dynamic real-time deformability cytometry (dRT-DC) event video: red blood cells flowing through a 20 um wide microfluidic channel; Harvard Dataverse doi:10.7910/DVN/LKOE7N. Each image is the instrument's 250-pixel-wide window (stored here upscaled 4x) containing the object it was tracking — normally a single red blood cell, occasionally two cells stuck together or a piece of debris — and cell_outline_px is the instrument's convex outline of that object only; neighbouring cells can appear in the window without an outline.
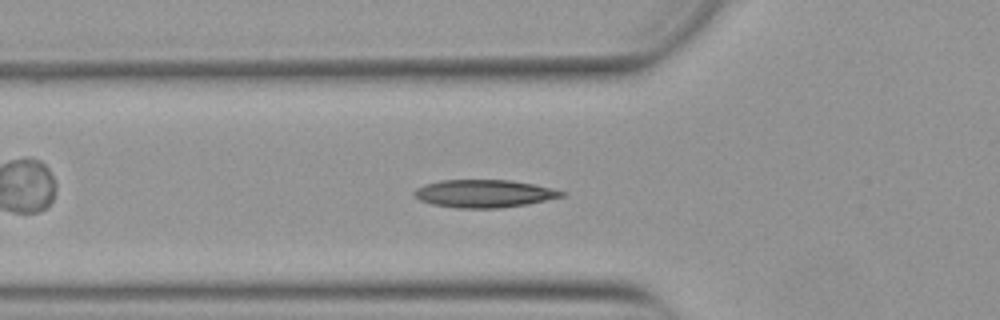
{"species": "Egyptian fruit bat (a non-hibernating species)", "species_latin": "Rousettus aegyptiacus", "temperature_condition": "warm", "stored_images_in_passage": 52, "camera_frame_rate_fps": 3000, "um_per_image_px": 0.085, "animal": {"sex": "female"}, "frame": {"image": 1, "passage_image": 17, "time_ms": 5.333, "image_size_px": [1000, 320], "cell_outline_px": [[568, 192], [564, 196], [528, 204], [500, 208], [456, 208], [432, 204], [420, 200], [412, 192], [416, 188], [424, 184], [440, 180], [508, 180], [532, 184], [552, 188]], "centroid_in_image_um": [41.15, 16.45], "position_along_channel_um": 84.7, "area_um2": 23.87}}
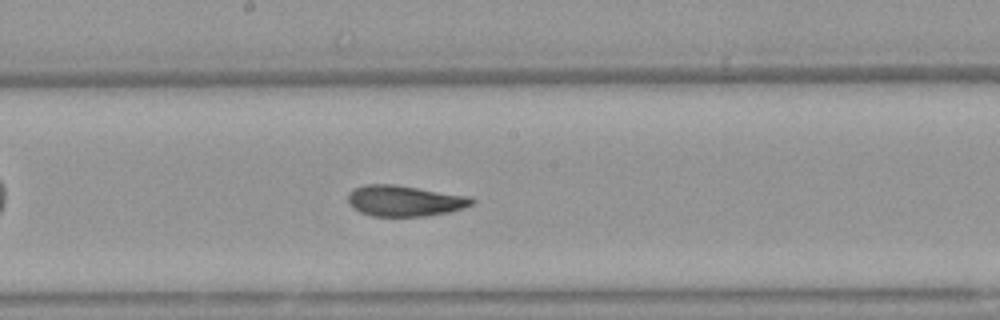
{"frame": {"image": 2, "passage_image": 27, "time_ms": 8.667, "image_size_px": [1000, 320], "cell_outline_px": [[476, 200], [472, 204], [464, 208], [448, 212], [424, 216], [372, 216], [360, 212], [352, 208], [348, 204], [348, 196], [356, 188], [364, 184], [392, 184], [468, 196]], "centroid_in_image_um": [34.37, 17.08], "position_along_channel_um": 213.8, "area_um2": 22.08}}
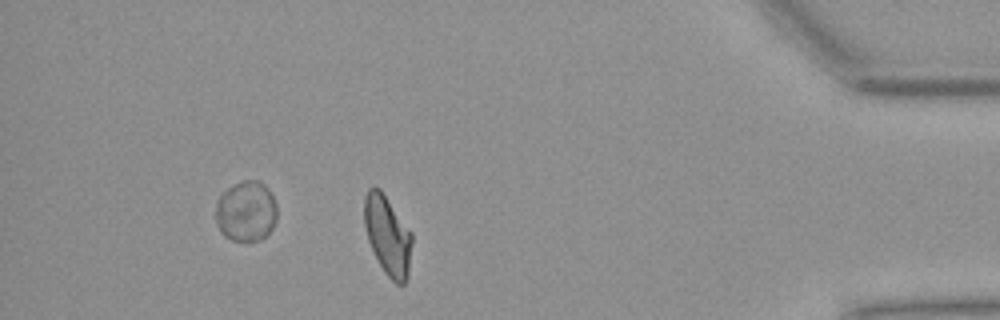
{"frame": {"image": 3, "passage_image": 45, "time_ms": 14.667, "image_size_px": [1000, 320], "cell_outline_px": [[412, 244], [408, 276], [404, 284], [396, 284], [384, 272], [368, 240], [364, 224], [364, 196], [368, 188], [380, 188], [412, 232]], "centroid_in_image_um": [32.96, 20.0], "position_along_channel_um": 402.2, "area_um2": 22.02}, "authors_computed_cell_mechanics": {"area_um2": 22.3397, "velocity_mm_per_s": 3.8796, "shape_relaxation_time_tau1_ms": 9.714, "shape_relaxation_time_tau2_ms": 2.1587, "deformation_change_tau1": 0.2335, "deformation_change_tau2": 0.071}}